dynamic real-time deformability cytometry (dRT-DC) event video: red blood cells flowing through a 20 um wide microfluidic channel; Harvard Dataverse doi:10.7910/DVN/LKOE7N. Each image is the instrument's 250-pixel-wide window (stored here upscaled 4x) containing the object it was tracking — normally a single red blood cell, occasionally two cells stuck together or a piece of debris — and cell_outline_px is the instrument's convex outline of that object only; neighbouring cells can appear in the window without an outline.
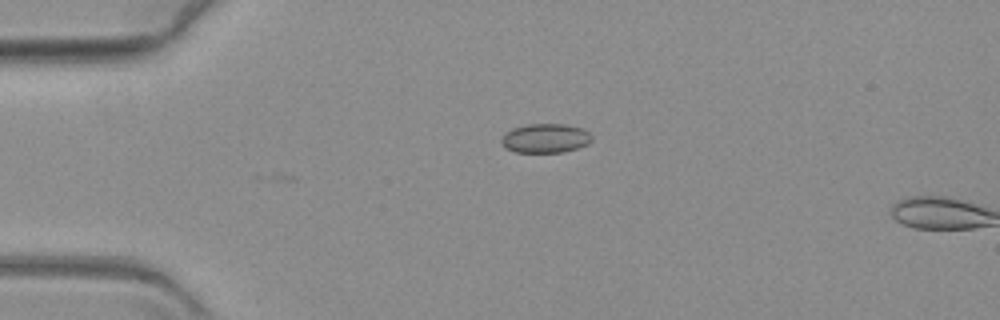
{"species": "common noctule bat (a hibernating species)", "species_latin": "Nyctalus noctula", "temperature_condition": "warm", "stored_images_in_passage": 4, "camera_frame_rate_fps": 3000, "um_per_image_px": 0.085, "animal": {"sex": "female", "body_mass_g": 19.3, "forearm_length_mm": 54.1}, "frame": {"image": 1, "passage_image": 1, "time_ms": 0.0, "image_size_px": [1000, 320], "cell_outline_px": [[592, 140], [588, 144], [576, 148], [560, 152], [516, 152], [504, 148], [500, 144], [500, 140], [512, 128], [528, 124], [564, 124], [580, 128], [588, 132], [592, 136]], "centroid_in_image_um": [46.33, 11.75], "position_along_channel_um": 38.7, "area_um2": 15.26}}